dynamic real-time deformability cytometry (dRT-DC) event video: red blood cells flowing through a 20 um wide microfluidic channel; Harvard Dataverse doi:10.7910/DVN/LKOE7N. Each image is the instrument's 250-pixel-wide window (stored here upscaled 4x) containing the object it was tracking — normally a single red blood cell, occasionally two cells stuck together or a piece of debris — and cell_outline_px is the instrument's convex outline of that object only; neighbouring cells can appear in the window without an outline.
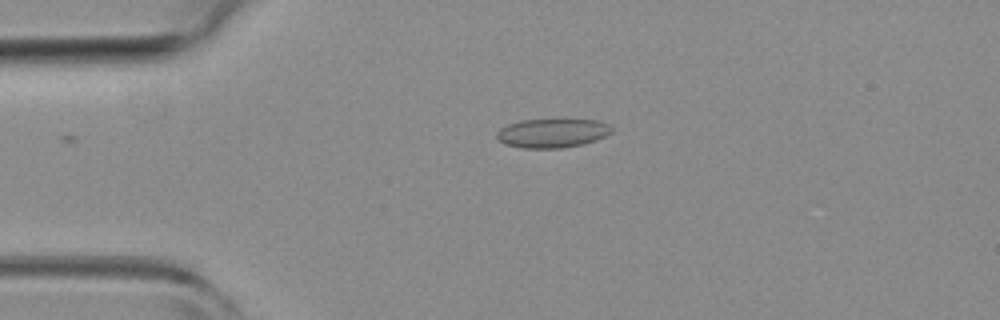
{"species": "common noctule bat (a hibernating species)", "species_latin": "Nyctalus noctula", "temperature_condition": "room temperature", "stored_images_in_passage": 38, "camera_frame_rate_fps": 3000, "um_per_image_px": 0.085, "animal": {"sex": "female", "body_mass_g": 19.3, "forearm_length_mm": 54.1}, "frame": {"image": 1, "passage_image": 1, "time_ms": 0.0, "image_size_px": [1000, 320], "cell_outline_px": [[612, 132], [596, 140], [584, 144], [560, 148], [524, 148], [504, 144], [496, 136], [496, 132], [500, 128], [508, 124], [520, 120], [560, 116], [600, 120], [608, 124], [612, 128]], "centroid_in_image_um": [46.98, 11.25], "position_along_channel_um": 38.0, "area_um2": 20.52}}
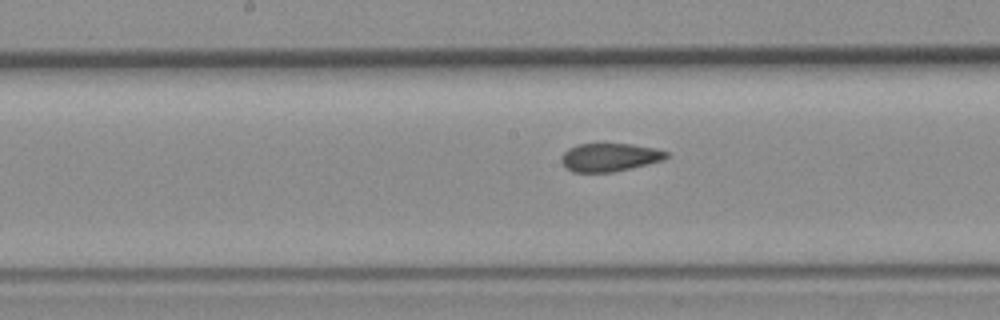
{"frame": {"image": 2, "passage_image": 15, "time_ms": 4.667, "image_size_px": [1000, 320], "cell_outline_px": [[668, 156], [664, 160], [648, 164], [612, 172], [572, 172], [560, 160], [560, 156], [568, 148], [576, 144], [632, 144], [656, 148], [668, 152]], "centroid_in_image_um": [51.82, 13.36], "position_along_channel_um": 196.4, "area_um2": 17.28}}
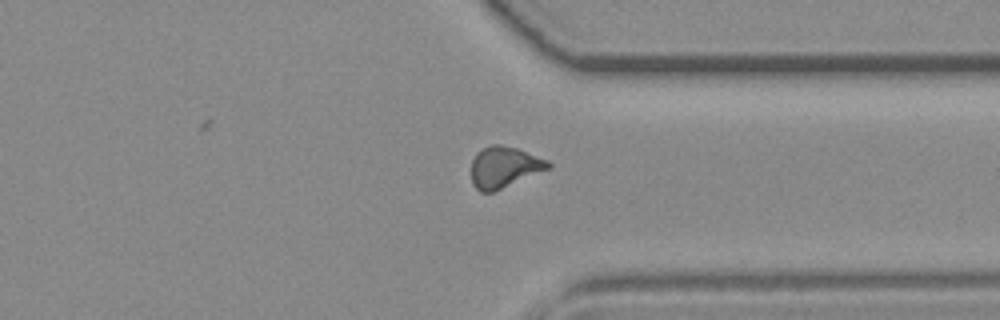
{"frame": {"image": 3, "passage_image": 28, "time_ms": 9.0, "image_size_px": [1000, 320], "cell_outline_px": [[552, 164], [548, 168], [492, 192], [480, 192], [472, 184], [472, 160], [476, 152], [492, 144], [500, 144], [516, 148], [548, 160]], "centroid_in_image_um": [42.81, 14.19], "position_along_channel_um": 368.6, "area_um2": 18.03}, "authors_computed_cell_mechanics": {"area_um2": 17.9758, "velocity_mm_per_s": 4.0178, "shape_relaxation_time_tau1_ms": null, "shape_relaxation_time_tau2_ms": 1.7932, "deformation_change_tau1": null, "deformation_change_tau2": 0.0826}}